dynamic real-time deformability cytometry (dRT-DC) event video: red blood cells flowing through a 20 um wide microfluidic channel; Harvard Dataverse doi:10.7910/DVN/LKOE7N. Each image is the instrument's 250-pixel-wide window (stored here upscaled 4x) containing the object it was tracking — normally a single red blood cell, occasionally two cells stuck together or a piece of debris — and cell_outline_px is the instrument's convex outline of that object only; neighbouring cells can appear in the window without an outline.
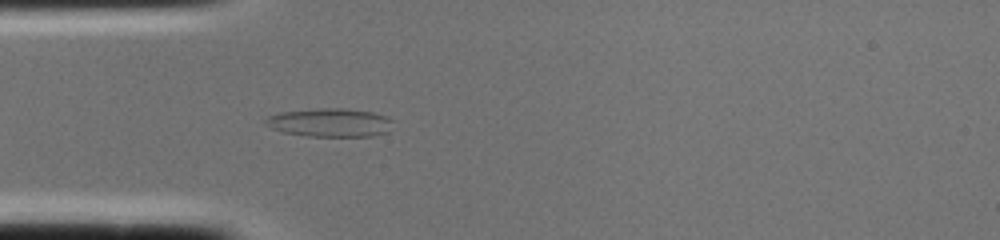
{"species": "common noctule bat (a hibernating species)", "species_latin": "Nyctalus noctula", "temperature_condition": "cold", "stored_images_in_passage": 2, "camera_frame_rate_fps": 3000, "um_per_image_px": 0.085, "animal": {"sex": "female", "body_mass_g": 22.0, "forearm_length_mm": 56.7}, "frame": {"image": 1, "passage_image": 2, "time_ms": 0.333, "image_size_px": [1000, 240], "cell_outline_px": [[396, 120], [388, 132], [372, 136], [308, 136], [284, 132], [272, 128], [264, 124], [264, 120], [268, 116], [280, 112], [320, 108], [340, 108], [372, 112], [388, 116]], "centroid_in_image_um": [28.1, 10.41], "position_along_channel_um": 56.9, "area_um2": 21.33}}